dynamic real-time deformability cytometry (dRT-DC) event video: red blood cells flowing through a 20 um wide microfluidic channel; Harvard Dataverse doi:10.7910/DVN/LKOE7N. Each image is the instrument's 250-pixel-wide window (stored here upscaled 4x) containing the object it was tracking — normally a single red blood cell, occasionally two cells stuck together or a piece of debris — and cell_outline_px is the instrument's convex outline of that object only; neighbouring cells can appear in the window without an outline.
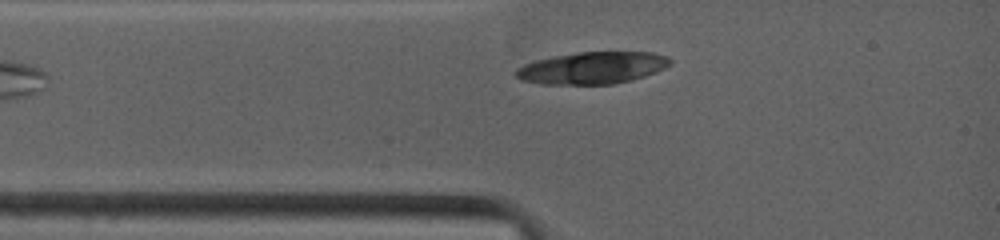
{"species": "common noctule bat (a hibernating species)", "species_latin": "Nyctalus noctula", "temperature_condition": "warm", "stored_images_in_passage": 16, "camera_frame_rate_fps": 4500, "um_per_image_px": 0.085, "animal": {"sex": "female", "body_mass_g": 19.0, "forearm_length_mm": 53.3}, "frame": {"image": 1, "passage_image": 1, "time_ms": 0.0, "image_size_px": [1000, 240], "cell_outline_px": [[672, 64], [656, 72], [644, 76], [612, 84], [540, 84], [520, 80], [512, 72], [516, 68], [524, 64], [536, 60], [552, 56], [580, 52], [652, 52], [668, 56], [672, 60]], "centroid_in_image_um": [50.32, 5.77], "position_along_channel_um": 34.7, "area_um2": 28.9}}
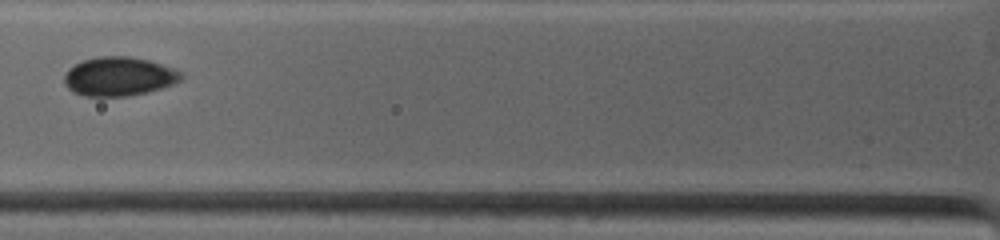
{"frame": {"image": 2, "passage_image": 10, "time_ms": 2.222, "image_size_px": [1000, 240], "cell_outline_px": [[184, 76], [176, 84], [148, 92], [128, 96], [84, 96], [72, 92], [64, 84], [64, 76], [68, 68], [84, 60], [100, 56], [128, 56], [148, 60], [176, 68]], "centroid_in_image_um": [10.13, 6.5], "position_along_channel_um": 115.7, "area_um2": 26.76}}
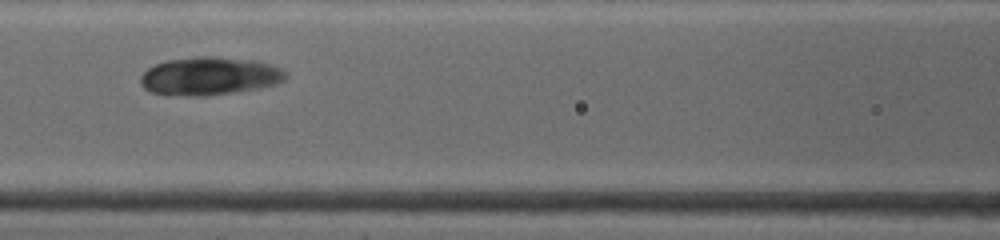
{"frame": {"image": 3, "passage_image": 14, "time_ms": 3.111, "image_size_px": [1000, 240], "cell_outline_px": [[288, 76], [284, 80], [276, 84], [260, 88], [204, 96], [184, 96], [152, 92], [144, 88], [140, 84], [140, 76], [148, 68], [156, 64], [168, 60], [196, 56], [212, 56], [256, 60], [280, 68], [288, 72]], "centroid_in_image_um": [17.82, 6.46], "position_along_channel_um": 148.8, "area_um2": 32.31}}